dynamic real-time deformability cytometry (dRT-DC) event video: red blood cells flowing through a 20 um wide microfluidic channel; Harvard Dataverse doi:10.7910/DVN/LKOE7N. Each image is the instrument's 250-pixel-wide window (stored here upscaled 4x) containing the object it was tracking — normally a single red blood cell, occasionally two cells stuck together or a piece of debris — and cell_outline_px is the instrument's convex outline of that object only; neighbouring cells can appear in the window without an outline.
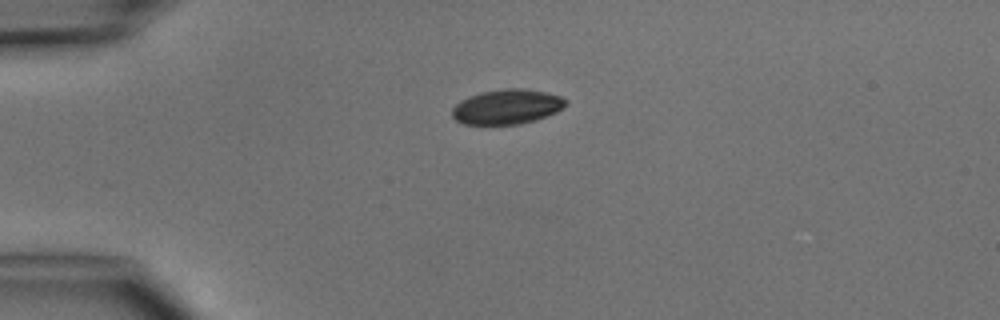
{"species": "common noctule bat (a hibernating species)", "species_latin": "Nyctalus noctula", "temperature_condition": "cold", "stored_images_in_passage": 3, "camera_frame_rate_fps": 3000, "um_per_image_px": 0.085, "animal": {"sex": "male", "body_mass_g": 15.6}, "frame": {"image": 1, "passage_image": 1, "time_ms": 0.0, "image_size_px": [1000, 320], "cell_outline_px": [[568, 104], [564, 108], [556, 112], [536, 120], [520, 124], [464, 124], [456, 120], [452, 116], [452, 108], [460, 100], [468, 96], [480, 92], [504, 88], [528, 88], [548, 92], [560, 96], [568, 100]], "centroid_in_image_um": [43.12, 9.06], "position_along_channel_um": 41.9, "area_um2": 23.41}}